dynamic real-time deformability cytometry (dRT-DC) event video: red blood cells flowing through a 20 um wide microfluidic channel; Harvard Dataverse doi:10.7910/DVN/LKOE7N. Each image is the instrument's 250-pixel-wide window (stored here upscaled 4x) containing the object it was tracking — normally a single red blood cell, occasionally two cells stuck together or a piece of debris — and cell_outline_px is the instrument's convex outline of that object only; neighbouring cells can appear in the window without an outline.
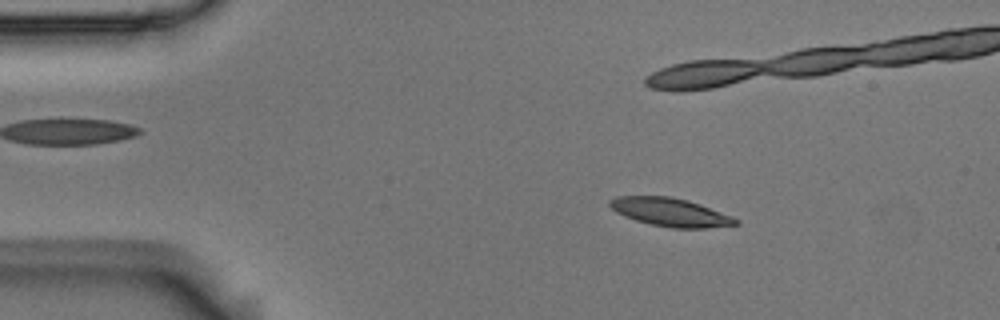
{"species": "Egyptian fruit bat (a non-hibernating species)", "species_latin": "Rousettus aegyptiacus", "temperature_condition": "room temperature", "stored_images_in_passage": 5, "camera_frame_rate_fps": 3000, "um_per_image_px": 0.085, "animal": {"sex": "male"}, "frame": {"image": 1, "passage_image": 2, "time_ms": 0.333, "image_size_px": [1000, 320], "cell_outline_px": [[740, 224], [708, 228], [672, 228], [652, 224], [636, 220], [624, 216], [616, 212], [608, 204], [608, 200], [616, 196], [668, 196], [688, 200], [700, 204], [732, 216], [740, 220]], "centroid_in_image_um": [56.99, 18.03], "position_along_channel_um": 28.0, "area_um2": 20.81}}